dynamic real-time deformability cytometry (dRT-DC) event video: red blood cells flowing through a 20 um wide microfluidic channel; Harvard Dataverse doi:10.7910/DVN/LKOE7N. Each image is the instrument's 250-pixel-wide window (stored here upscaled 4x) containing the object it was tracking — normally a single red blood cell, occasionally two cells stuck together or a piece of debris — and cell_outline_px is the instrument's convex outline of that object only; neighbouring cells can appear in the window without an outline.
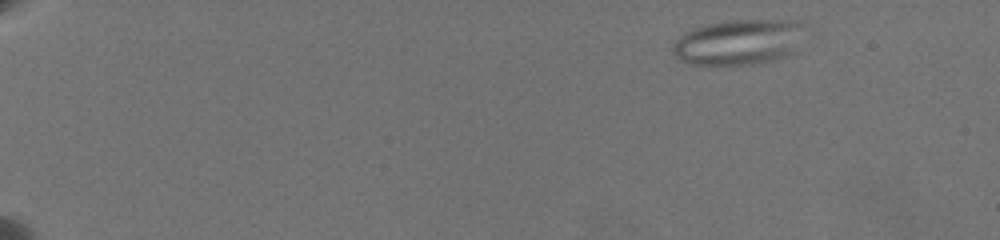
{"species": "common noctule bat (a hibernating species)", "species_latin": "Nyctalus noctula", "temperature_condition": "warm", "stored_images_in_passage": 59, "segment_of_instrument_passage": [1, 2], "camera_frame_rate_fps": 3000, "um_per_image_px": 0.085, "animal": {"sex": "female", "body_mass_g": 19.5, "forearm_length_mm": 54.1}, "frame": {"image": 1, "passage_image": 5, "time_ms": 1.333, "image_size_px": [1000, 240], "cell_outline_px": [[812, 32], [788, 56], [776, 60], [752, 64], [688, 64], [680, 60], [672, 52], [672, 44], [680, 36], [692, 28], [704, 24], [732, 20], [796, 20], [808, 24]], "centroid_in_image_um": [62.93, 3.55], "position_along_channel_um": 22.1, "area_um2": 36.07}}